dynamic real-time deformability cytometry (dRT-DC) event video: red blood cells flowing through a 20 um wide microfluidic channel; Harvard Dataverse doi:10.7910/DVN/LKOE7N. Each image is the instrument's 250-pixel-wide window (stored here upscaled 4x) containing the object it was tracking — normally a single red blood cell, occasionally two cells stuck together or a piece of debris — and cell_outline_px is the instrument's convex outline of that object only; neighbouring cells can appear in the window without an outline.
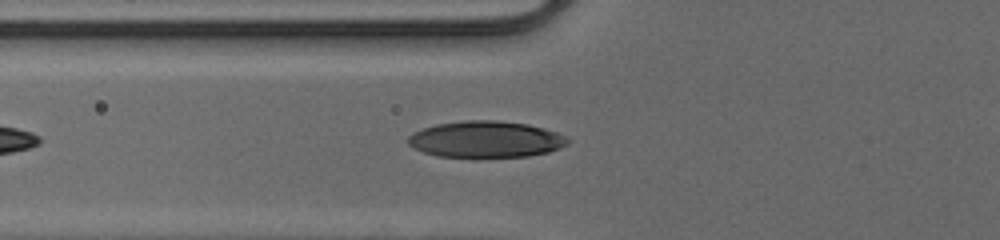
{"species": "human", "species_latin": "Homo sapiens", "temperature_condition": "cold", "stored_images_in_passage": 28, "camera_frame_rate_fps": 3000, "um_per_image_px": 0.085, "donor": {"sex": "male"}, "frame": {"image": 1, "passage_image": 2, "time_ms": 0.333, "image_size_px": [1000, 240], "cell_outline_px": [[568, 144], [560, 148], [548, 152], [528, 156], [436, 156], [424, 152], [408, 144], [408, 136], [412, 132], [436, 124], [464, 120], [496, 120], [528, 124], [556, 132], [564, 136], [568, 140]], "centroid_in_image_um": [41.28, 11.83], "position_along_channel_um": 84.5, "area_um2": 33.52}}
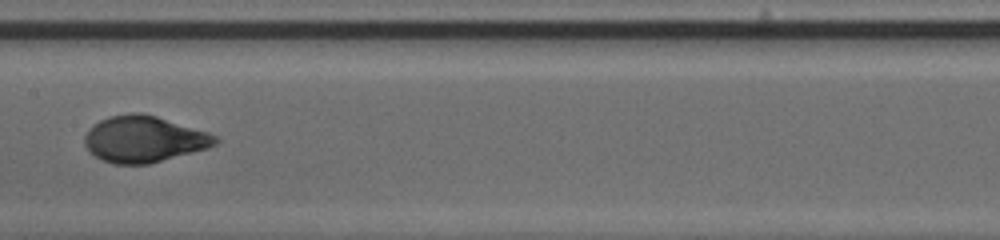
{"frame": {"image": 2, "passage_image": 10, "time_ms": 3.0, "image_size_px": [1000, 240], "cell_outline_px": [[220, 140], [216, 144], [208, 148], [148, 164], [112, 164], [100, 160], [88, 152], [84, 144], [84, 136], [88, 128], [100, 120], [108, 116], [128, 112], [140, 112], [156, 116], [208, 132], [216, 136]], "centroid_in_image_um": [12.18, 11.82], "position_along_channel_um": 195.2, "area_um2": 35.6}}
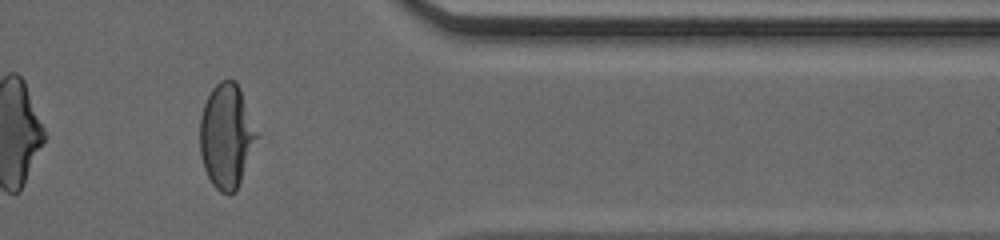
{"frame": {"image": 3, "passage_image": 25, "time_ms": 8.0, "image_size_px": [1000, 240], "cell_outline_px": [[260, 136], [236, 192], [228, 196], [220, 192], [212, 184], [204, 168], [200, 152], [200, 116], [204, 104], [212, 88], [220, 80], [236, 80], [240, 88], [260, 132]], "centroid_in_image_um": [19.3, 11.57], "position_along_channel_um": 392.1, "area_um2": 35.37}, "authors_computed_cell_mechanics": {"area_um2": 34.9401, "velocity_mm_per_s": 4.1392, "shape_relaxation_time_tau1_ms": 3.5323, "shape_relaxation_time_tau2_ms": null, "deformation_change_tau1": 0.2118, "deformation_change_tau2": null}}